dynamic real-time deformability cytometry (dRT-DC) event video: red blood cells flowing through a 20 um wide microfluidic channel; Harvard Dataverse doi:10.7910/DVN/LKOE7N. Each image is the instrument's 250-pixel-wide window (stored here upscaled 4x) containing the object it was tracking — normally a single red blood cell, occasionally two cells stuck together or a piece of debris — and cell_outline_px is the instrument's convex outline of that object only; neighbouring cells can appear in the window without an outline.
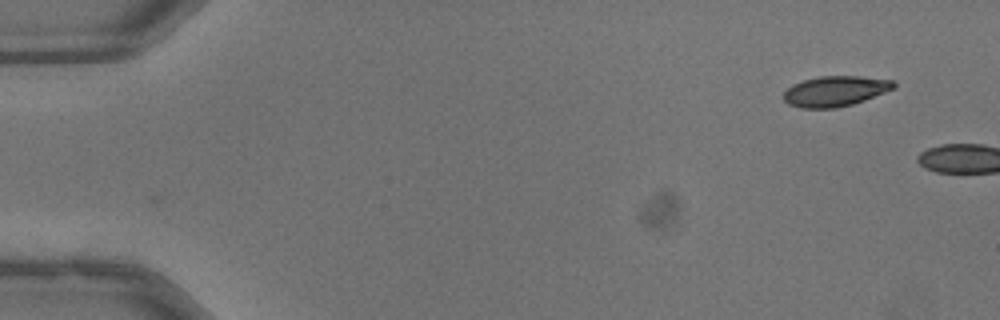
{"species": "common noctule bat (a hibernating species)", "species_latin": "Nyctalus noctula", "temperature_condition": "warm", "stored_images_in_passage": 3, "camera_frame_rate_fps": 3000, "um_per_image_px": 0.085, "animal": {"sex": "male", "body_mass_g": 13.3}, "frame": {"image": 1, "passage_image": 1, "time_ms": 0.0, "image_size_px": [1000, 320], "cell_outline_px": [[896, 88], [864, 100], [852, 104], [836, 108], [800, 108], [788, 104], [784, 100], [784, 92], [792, 84], [804, 80], [820, 76], [860, 76], [892, 80], [896, 84]], "centroid_in_image_um": [70.99, 7.75], "position_along_channel_um": 14.0, "area_um2": 19.48}}